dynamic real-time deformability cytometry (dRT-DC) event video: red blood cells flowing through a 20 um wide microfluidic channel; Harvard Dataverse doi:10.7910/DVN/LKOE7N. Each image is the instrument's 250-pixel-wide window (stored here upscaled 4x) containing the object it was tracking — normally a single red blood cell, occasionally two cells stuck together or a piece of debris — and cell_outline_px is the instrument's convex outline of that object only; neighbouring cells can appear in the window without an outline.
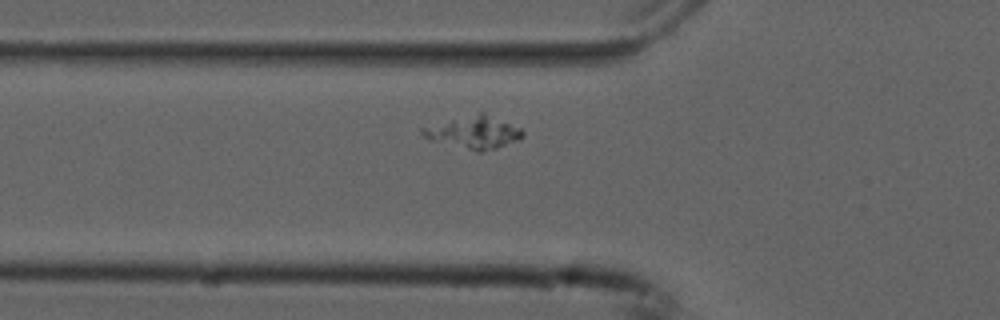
{"species": "common noctule bat (a hibernating species)", "species_latin": "Nyctalus noctula", "temperature_condition": "cold", "stored_images_in_passage": 40, "segment_of_instrument_passage": [1, 2], "camera_frame_rate_fps": 3000, "um_per_image_px": 0.085, "animal": {"sex": "male", "forearm_length_mm": 52.5}, "frame": {"image": 1, "passage_image": 2, "time_ms": 0.333, "image_size_px": [1000, 320], "cell_outline_px": [[524, 136], [520, 140], [484, 152], [476, 152], [428, 140], [420, 132], [420, 128], [480, 112], [484, 112], [520, 128], [524, 132]], "centroid_in_image_um": [40.28, 11.28], "position_along_channel_um": 85.5, "area_um2": 19.02}}
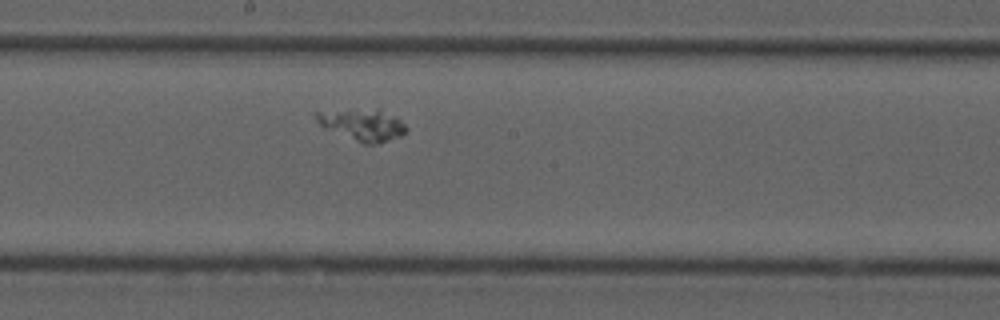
{"frame": {"image": 2, "passage_image": 13, "time_ms": 4.0, "image_size_px": [1000, 320], "cell_outline_px": [[408, 132], [400, 136], [376, 144], [364, 144], [324, 128], [316, 120], [316, 112], [380, 108], [400, 120], [408, 128]], "centroid_in_image_um": [30.86, 10.61], "position_along_channel_um": 217.3, "area_um2": 16.47}}
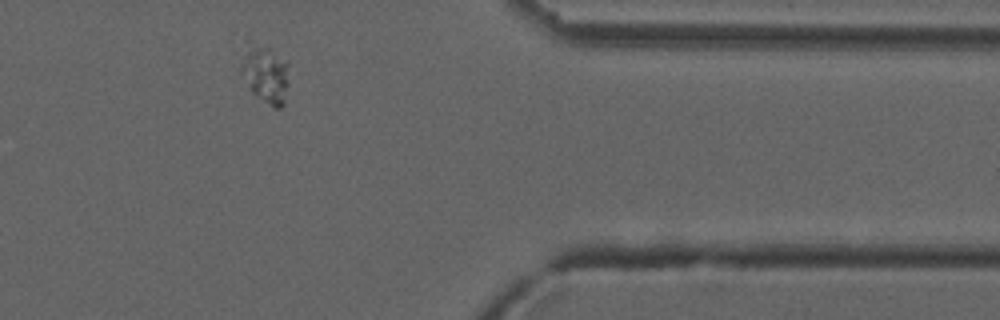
{"frame": {"image": 3, "passage_image": 29, "time_ms": 9.333, "image_size_px": [1000, 320], "cell_outline_px": [[288, 84], [284, 104], [280, 108], [272, 108], [252, 92], [244, 40], [248, 40], [268, 48], [288, 64]], "centroid_in_image_um": [22.7, 6.33], "position_along_channel_um": 388.7, "area_um2": 14.68}}